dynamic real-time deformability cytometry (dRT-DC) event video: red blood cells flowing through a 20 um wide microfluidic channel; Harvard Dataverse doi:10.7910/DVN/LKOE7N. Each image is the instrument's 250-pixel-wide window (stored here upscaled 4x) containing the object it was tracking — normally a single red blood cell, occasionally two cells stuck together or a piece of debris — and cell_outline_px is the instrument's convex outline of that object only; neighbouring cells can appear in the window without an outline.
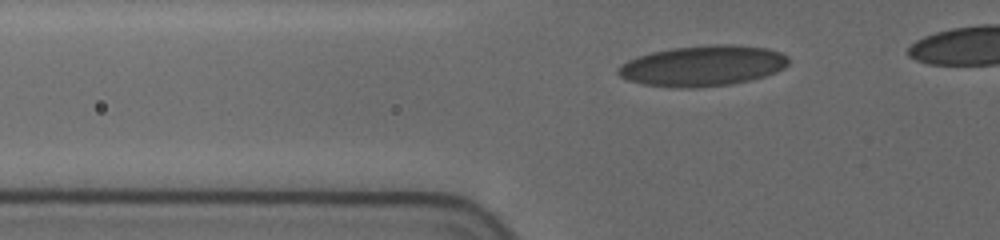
{"species": "human", "species_latin": "Homo sapiens", "temperature_condition": "cold", "stored_images_in_passage": 37, "camera_frame_rate_fps": 3000, "um_per_image_px": 0.085, "donor": {"sex": "female"}, "frame": {"image": 1, "passage_image": 7, "time_ms": 2.333, "image_size_px": [1000, 240], "cell_outline_px": [[788, 64], [784, 68], [776, 72], [764, 76], [732, 84], [696, 88], [676, 88], [644, 84], [628, 80], [620, 76], [616, 72], [616, 68], [620, 64], [636, 56], [652, 52], [672, 48], [712, 44], [732, 44], [768, 48], [780, 52], [788, 56]], "centroid_in_image_um": [59.72, 5.59], "position_along_channel_um": 66.1, "area_um2": 40.58}}
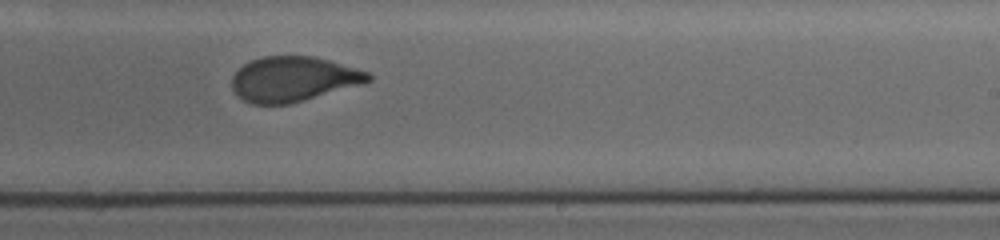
{"frame": {"image": 2, "passage_image": 23, "time_ms": 8.0, "image_size_px": [1000, 240], "cell_outline_px": [[372, 80], [288, 104], [252, 104], [244, 100], [232, 88], [232, 76], [244, 64], [252, 60], [264, 56], [312, 56], [328, 60], [368, 72], [372, 76]], "centroid_in_image_um": [24.89, 6.71], "position_along_channel_um": 264.1, "area_um2": 34.91}}
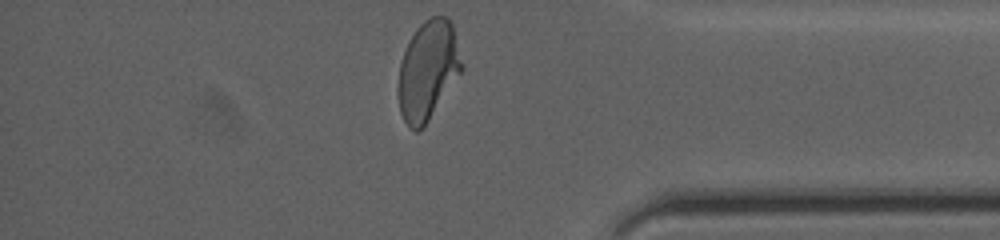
{"frame": {"image": 3, "passage_image": 37, "time_ms": 12.0, "image_size_px": [1000, 240], "cell_outline_px": [[464, 68], [424, 128], [416, 132], [408, 128], [400, 112], [400, 64], [404, 52], [416, 28], [424, 20], [432, 16], [444, 16], [452, 24], [464, 64]], "centroid_in_image_um": [36.41, 6.0], "position_along_channel_um": 398.8, "area_um2": 36.36}}